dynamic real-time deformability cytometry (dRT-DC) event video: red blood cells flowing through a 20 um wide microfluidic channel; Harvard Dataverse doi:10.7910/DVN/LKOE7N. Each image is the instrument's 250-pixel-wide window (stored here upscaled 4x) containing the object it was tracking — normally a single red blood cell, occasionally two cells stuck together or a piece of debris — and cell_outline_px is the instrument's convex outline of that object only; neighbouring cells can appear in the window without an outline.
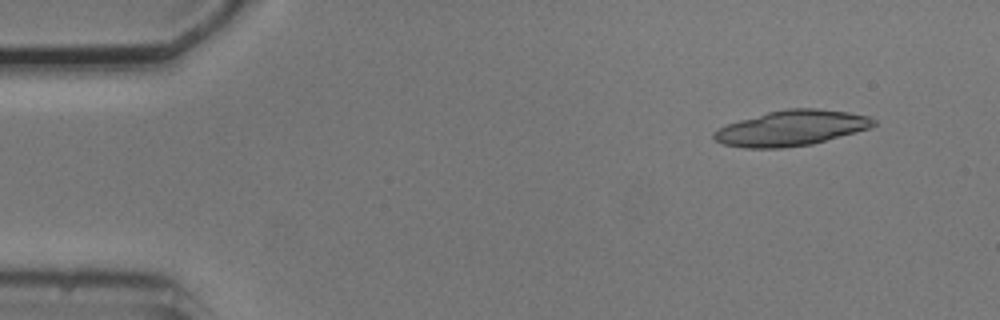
{"species": "common noctule bat (a hibernating species)", "species_latin": "Nyctalus noctula", "temperature_condition": "cold", "stored_images_in_passage": 5, "camera_frame_rate_fps": 3000, "um_per_image_px": 0.085, "animal": {"sex": "male", "body_mass_g": 20.5, "forearm_length_mm": 52.5}, "frame": {"image": 1, "passage_image": 2, "time_ms": 1.333, "image_size_px": [1000, 320], "cell_outline_px": [[876, 124], [872, 128], [812, 144], [780, 148], [744, 148], [724, 144], [716, 140], [712, 136], [712, 132], [728, 124], [740, 120], [768, 112], [788, 108], [816, 108], [848, 112], [868, 116], [876, 120]], "centroid_in_image_um": [67.3, 10.89], "position_along_channel_um": 17.7, "area_um2": 32.83}}